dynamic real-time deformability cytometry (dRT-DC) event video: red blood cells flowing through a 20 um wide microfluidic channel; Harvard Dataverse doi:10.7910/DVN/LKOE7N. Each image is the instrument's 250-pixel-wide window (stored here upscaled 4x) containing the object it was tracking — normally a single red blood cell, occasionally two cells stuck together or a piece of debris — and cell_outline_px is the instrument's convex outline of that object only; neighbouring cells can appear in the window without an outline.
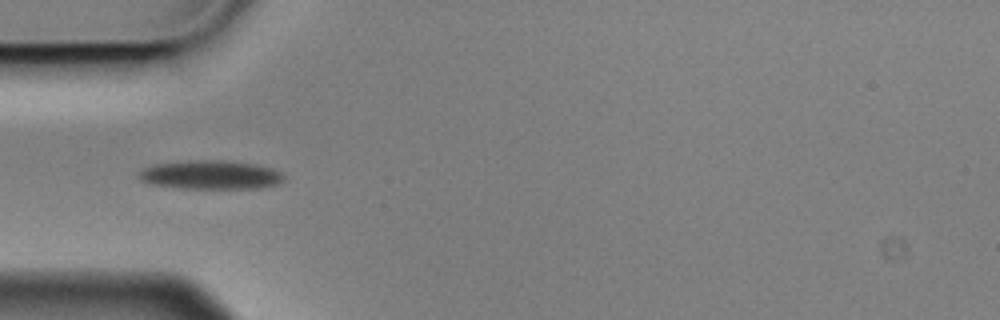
{"species": "Egyptian fruit bat (a non-hibernating species)", "species_latin": "Rousettus aegyptiacus", "temperature_condition": "cold", "stored_images_in_passage": 8, "camera_frame_rate_fps": 3000, "um_per_image_px": 0.085, "animal": {"sex": "male"}, "frame": {"image": 1, "passage_image": 7, "time_ms": 2.0, "image_size_px": [1000, 320], "cell_outline_px": [[284, 180], [276, 184], [260, 188], [184, 188], [152, 184], [140, 180], [136, 176], [144, 168], [156, 164], [188, 160], [224, 160], [256, 164], [272, 168], [280, 172], [284, 176]], "centroid_in_image_um": [17.91, 14.85], "position_along_channel_um": 67.1, "area_um2": 24.28}}
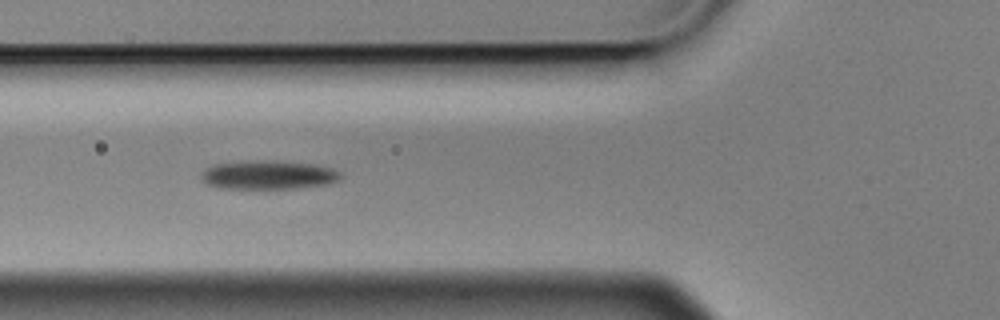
{"frame": {"image": 2, "passage_image": 8, "time_ms": 2.333, "image_size_px": [1000, 320], "cell_outline_px": [[340, 176], [336, 180], [328, 184], [296, 188], [220, 188], [208, 184], [200, 180], [200, 172], [212, 164], [312, 164], [332, 168], [340, 172]], "centroid_in_image_um": [22.77, 14.94], "position_along_channel_um": 103.0, "area_um2": 21.68}}